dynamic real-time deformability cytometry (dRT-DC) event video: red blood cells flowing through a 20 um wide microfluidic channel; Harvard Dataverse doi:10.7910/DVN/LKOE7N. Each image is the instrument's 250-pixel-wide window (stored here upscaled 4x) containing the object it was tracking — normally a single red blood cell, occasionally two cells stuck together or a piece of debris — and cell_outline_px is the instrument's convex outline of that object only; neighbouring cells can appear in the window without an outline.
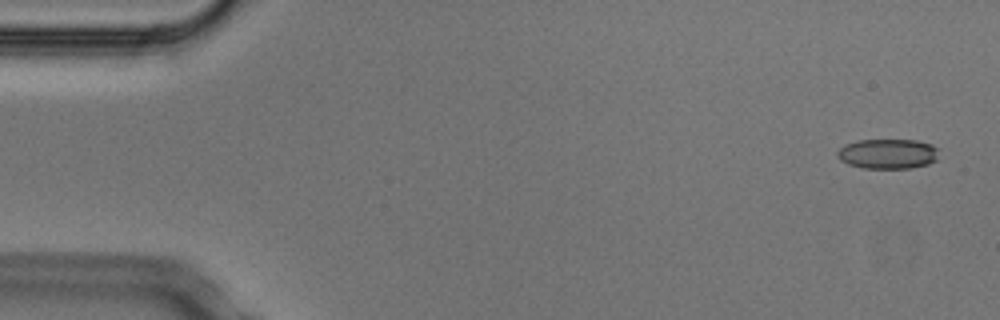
{"species": "Egyptian fruit bat (a non-hibernating species)", "species_latin": "Rousettus aegyptiacus", "temperature_condition": "cold", "stored_images_in_passage": 6, "camera_frame_rate_fps": 3000, "um_per_image_px": 0.085, "animal": {"sex": "male"}, "frame": {"image": 1, "passage_image": 1, "time_ms": 0.0, "image_size_px": [1000, 320], "cell_outline_px": [[940, 148], [936, 160], [928, 164], [908, 168], [864, 168], [848, 164], [840, 160], [836, 156], [836, 152], [844, 144], [856, 140], [916, 140], [932, 144]], "centroid_in_image_um": [75.46, 13.06], "position_along_channel_um": 9.5, "area_um2": 17.92}}
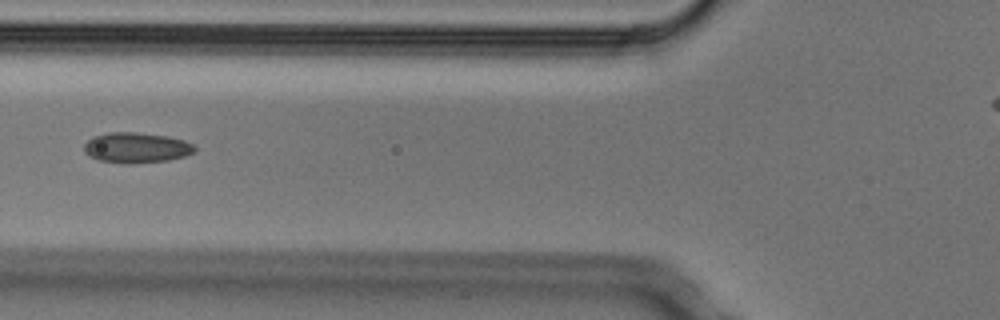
{"frame": {"image": 2, "passage_image": 6, "time_ms": 1.667, "image_size_px": [1000, 320], "cell_outline_px": [[196, 152], [184, 156], [168, 160], [128, 164], [100, 160], [84, 152], [84, 144], [92, 136], [108, 132], [136, 132], [168, 136], [184, 140], [192, 144], [196, 148]], "centroid_in_image_um": [11.6, 12.54], "position_along_channel_um": 114.2, "area_um2": 19.59}}